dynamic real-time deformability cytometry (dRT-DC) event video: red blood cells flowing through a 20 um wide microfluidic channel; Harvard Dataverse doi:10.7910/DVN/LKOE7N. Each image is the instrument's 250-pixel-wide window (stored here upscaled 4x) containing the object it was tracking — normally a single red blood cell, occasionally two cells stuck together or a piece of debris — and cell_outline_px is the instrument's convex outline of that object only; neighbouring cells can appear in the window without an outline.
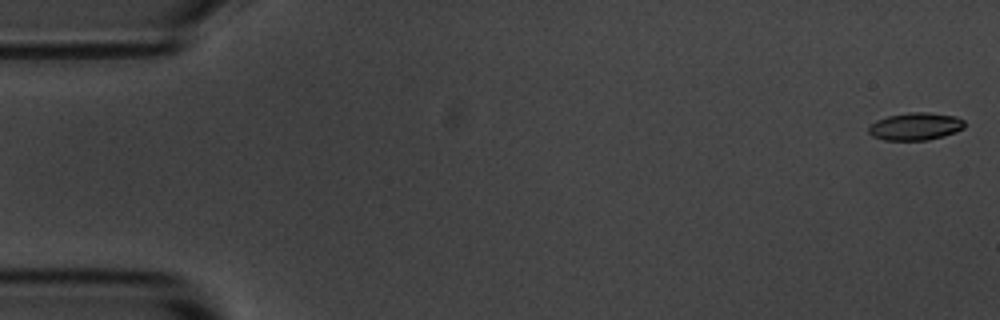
{"species": "common noctule bat (a hibernating species)", "species_latin": "Nyctalus noctula", "temperature_condition": "room temperature", "stored_images_in_passage": 6, "camera_frame_rate_fps": 3000, "um_per_image_px": 0.085, "animal": {"sex": "male", "body_mass_g": 20.1, "forearm_length_mm": 53.5}, "frame": {"image": 1, "passage_image": 1, "time_ms": 0.0, "image_size_px": [1000, 320], "cell_outline_px": [[964, 128], [956, 132], [944, 136], [928, 140], [884, 140], [872, 136], [868, 132], [868, 128], [876, 120], [888, 116], [908, 112], [928, 112], [956, 116], [964, 120]], "centroid_in_image_um": [77.82, 10.74], "position_along_channel_um": 7.2, "area_um2": 15.49}}
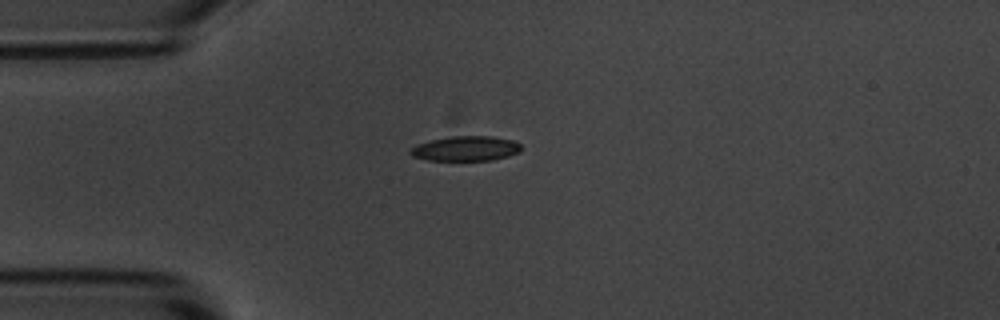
{"frame": {"image": 2, "passage_image": 4, "time_ms": 4.333, "image_size_px": [1000, 320], "cell_outline_px": [[520, 152], [508, 156], [492, 160], [428, 160], [412, 156], [408, 152], [412, 148], [420, 144], [432, 140], [452, 136], [492, 136], [512, 140], [520, 144]], "centroid_in_image_um": [39.61, 12.63], "position_along_channel_um": 45.4, "area_um2": 15.84}}
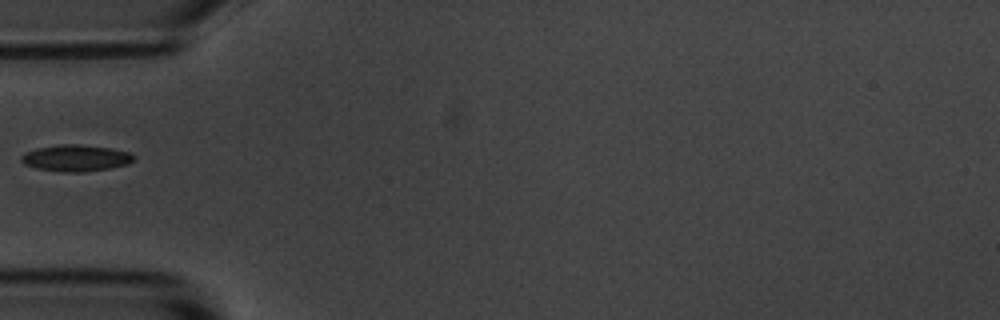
{"frame": {"image": 3, "passage_image": 5, "time_ms": 5.667, "image_size_px": [1000, 320], "cell_outline_px": [[136, 160], [128, 164], [108, 168], [80, 172], [64, 172], [36, 168], [24, 164], [20, 160], [20, 156], [24, 152], [36, 148], [60, 144], [76, 144], [112, 148], [128, 152], [136, 156]], "centroid_in_image_um": [6.44, 13.42], "position_along_channel_um": 78.6, "area_um2": 17.46}}